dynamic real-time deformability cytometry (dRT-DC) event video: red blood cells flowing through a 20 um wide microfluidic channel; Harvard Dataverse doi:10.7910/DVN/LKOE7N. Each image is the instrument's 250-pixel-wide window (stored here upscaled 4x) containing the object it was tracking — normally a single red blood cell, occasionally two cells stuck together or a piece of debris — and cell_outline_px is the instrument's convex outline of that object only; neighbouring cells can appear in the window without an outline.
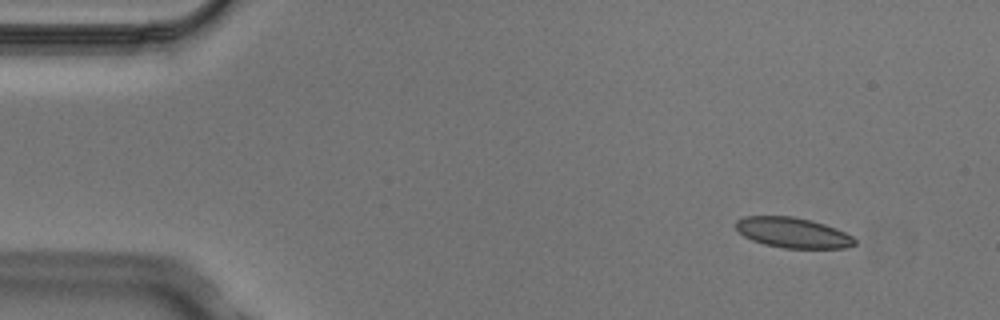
{"species": "Egyptian fruit bat (a non-hibernating species)", "species_latin": "Rousettus aegyptiacus", "temperature_condition": "cold", "stored_images_in_passage": 3, "camera_frame_rate_fps": 3000, "um_per_image_px": 0.085, "animal": {"sex": "male"}, "frame": {"image": 1, "passage_image": 1, "time_ms": 0.0, "image_size_px": [1000, 320], "cell_outline_px": [[856, 244], [844, 248], [784, 248], [764, 244], [752, 240], [744, 236], [736, 228], [736, 220], [744, 216], [792, 216], [812, 220], [836, 228], [852, 236], [856, 240]], "centroid_in_image_um": [67.39, 19.77], "position_along_channel_um": 17.6, "area_um2": 20.98}}
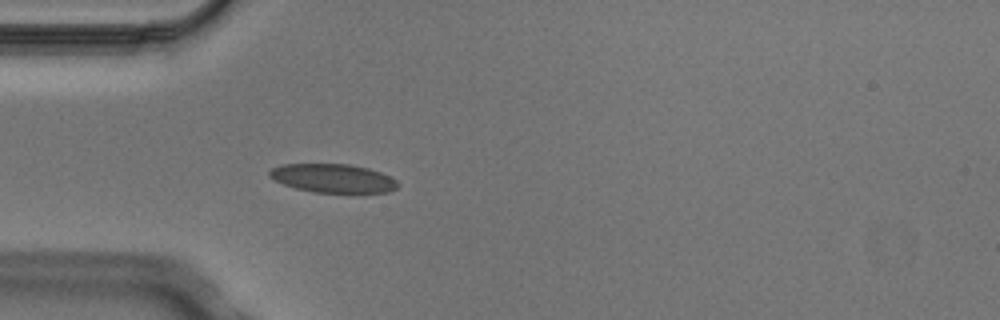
{"frame": {"image": 2, "passage_image": 3, "time_ms": 0.667, "image_size_px": [1000, 320], "cell_outline_px": [[400, 184], [396, 188], [388, 192], [316, 192], [296, 188], [284, 184], [268, 176], [268, 172], [272, 168], [284, 164], [348, 164], [368, 168], [380, 172], [396, 180]], "centroid_in_image_um": [28.3, 15.14], "position_along_channel_um": 56.7, "area_um2": 21.15}}